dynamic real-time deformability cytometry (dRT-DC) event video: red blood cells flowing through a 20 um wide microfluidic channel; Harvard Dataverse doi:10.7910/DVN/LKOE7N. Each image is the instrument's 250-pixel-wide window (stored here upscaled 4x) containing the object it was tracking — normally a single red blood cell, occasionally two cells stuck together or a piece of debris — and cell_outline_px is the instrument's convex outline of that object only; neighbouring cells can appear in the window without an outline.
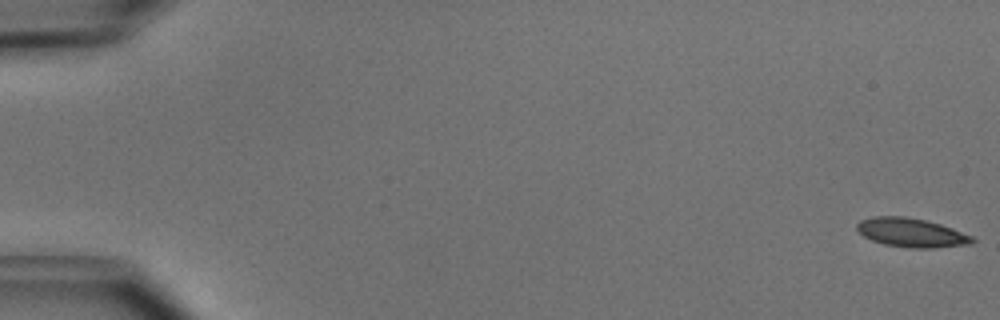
{"species": "common noctule bat (a hibernating species)", "species_latin": "Nyctalus noctula", "temperature_condition": "cold", "stored_images_in_passage": 51, "camera_frame_rate_fps": 3000, "um_per_image_px": 0.085, "animal": {"sex": "male", "body_mass_g": 15.6}, "frame": {"image": 1, "passage_image": 1, "time_ms": 0.0, "image_size_px": [1000, 320], "cell_outline_px": [[976, 240], [968, 244], [932, 248], [908, 248], [884, 244], [872, 240], [864, 236], [856, 228], [856, 224], [860, 220], [872, 216], [904, 216], [924, 220], [940, 224], [952, 228], [972, 236]], "centroid_in_image_um": [77.44, 19.77], "position_along_channel_um": 7.6, "area_um2": 19.36}}
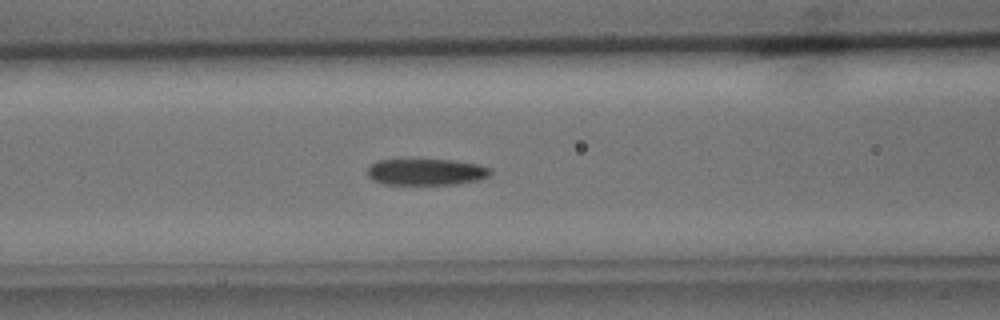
{"frame": {"image": 2, "passage_image": 22, "time_ms": 7.0, "image_size_px": [1000, 320], "cell_outline_px": [[492, 172], [488, 176], [480, 180], [456, 184], [384, 184], [372, 180], [368, 176], [368, 168], [372, 164], [380, 160], [452, 160], [476, 164], [492, 168]], "centroid_in_image_um": [36.25, 14.62], "position_along_channel_um": 130.3, "area_um2": 18.84}}
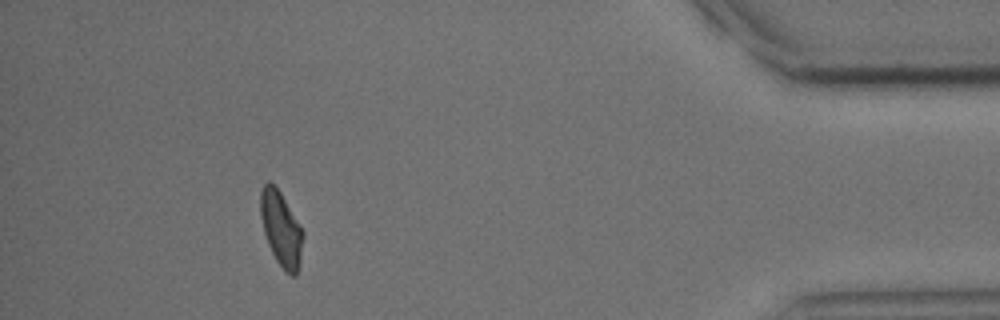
{"frame": {"image": 3, "passage_image": 47, "time_ms": 15.333, "image_size_px": [1000, 320], "cell_outline_px": [[304, 236], [300, 260], [296, 276], [292, 276], [284, 272], [276, 260], [268, 244], [264, 232], [260, 216], [260, 192], [264, 184], [268, 180], [280, 192], [300, 224], [304, 232]], "centroid_in_image_um": [23.9, 19.47], "position_along_channel_um": 411.3, "area_um2": 18.55}, "authors_computed_cell_mechanics": {"area_um2": 19.363, "velocity_mm_per_s": 3.9804, "shape_relaxation_time_tau1_ms": 5.3512, "shape_relaxation_time_tau2_ms": 5.4739, "deformation_change_tau1": 0.1593, "deformation_change_tau2": 0.1302}}